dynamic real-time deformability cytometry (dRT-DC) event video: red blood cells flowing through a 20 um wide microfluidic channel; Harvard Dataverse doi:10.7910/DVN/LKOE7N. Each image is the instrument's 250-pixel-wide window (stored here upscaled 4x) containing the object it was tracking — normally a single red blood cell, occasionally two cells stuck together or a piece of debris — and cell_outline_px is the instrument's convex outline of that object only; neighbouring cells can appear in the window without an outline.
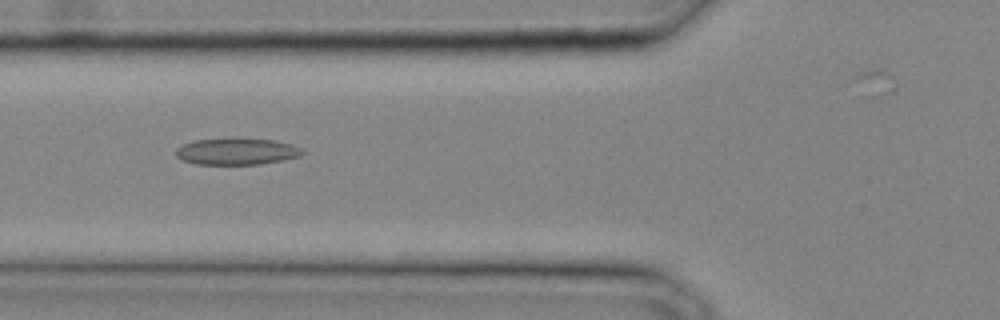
{"species": "common noctule bat (a hibernating species)", "species_latin": "Nyctalus noctula", "temperature_condition": "cold", "stored_images_in_passage": 29, "camera_frame_rate_fps": 3000, "um_per_image_px": 0.085, "animal": {"sex": "male", "body_mass_g": 20.4}, "frame": {"image": 1, "passage_image": 13, "time_ms": 4.0, "image_size_px": [1000, 320], "cell_outline_px": [[304, 152], [300, 156], [284, 160], [260, 164], [196, 164], [180, 160], [176, 156], [176, 148], [184, 144], [196, 140], [236, 136], [272, 140], [292, 144], [300, 148]], "centroid_in_image_um": [20.1, 12.85], "position_along_channel_um": 105.7, "area_um2": 20.11}}